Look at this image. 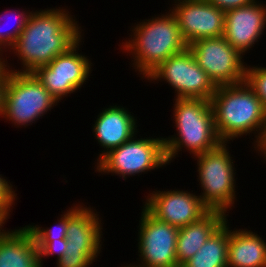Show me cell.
Instances as JSON below:
<instances>
[{"mask_svg": "<svg viewBox=\"0 0 266 267\" xmlns=\"http://www.w3.org/2000/svg\"><path fill=\"white\" fill-rule=\"evenodd\" d=\"M68 13L60 7L32 10L27 25L11 48L23 68L12 70L5 60L4 67L12 72L32 73L72 47L82 37L83 30Z\"/></svg>", "mask_w": 266, "mask_h": 267, "instance_id": "6da1fadb", "label": "cell"}, {"mask_svg": "<svg viewBox=\"0 0 266 267\" xmlns=\"http://www.w3.org/2000/svg\"><path fill=\"white\" fill-rule=\"evenodd\" d=\"M77 205L68 209L67 248L70 256H86L92 263L101 251L102 225L98 212ZM101 242V243H100Z\"/></svg>", "mask_w": 266, "mask_h": 267, "instance_id": "5bb4252c", "label": "cell"}, {"mask_svg": "<svg viewBox=\"0 0 266 267\" xmlns=\"http://www.w3.org/2000/svg\"><path fill=\"white\" fill-rule=\"evenodd\" d=\"M93 264L86 256H70L64 254L57 260V267H89Z\"/></svg>", "mask_w": 266, "mask_h": 267, "instance_id": "484cf974", "label": "cell"}, {"mask_svg": "<svg viewBox=\"0 0 266 267\" xmlns=\"http://www.w3.org/2000/svg\"><path fill=\"white\" fill-rule=\"evenodd\" d=\"M146 79H163L175 89L176 98L211 100L216 90V86L199 67L188 47L163 61Z\"/></svg>", "mask_w": 266, "mask_h": 267, "instance_id": "ba28073f", "label": "cell"}, {"mask_svg": "<svg viewBox=\"0 0 266 267\" xmlns=\"http://www.w3.org/2000/svg\"><path fill=\"white\" fill-rule=\"evenodd\" d=\"M224 12L252 4L256 0H207Z\"/></svg>", "mask_w": 266, "mask_h": 267, "instance_id": "4316f807", "label": "cell"}, {"mask_svg": "<svg viewBox=\"0 0 266 267\" xmlns=\"http://www.w3.org/2000/svg\"><path fill=\"white\" fill-rule=\"evenodd\" d=\"M6 77H7V69L3 67L0 70V117H2L3 114L4 89L6 86Z\"/></svg>", "mask_w": 266, "mask_h": 267, "instance_id": "83f0119b", "label": "cell"}, {"mask_svg": "<svg viewBox=\"0 0 266 267\" xmlns=\"http://www.w3.org/2000/svg\"><path fill=\"white\" fill-rule=\"evenodd\" d=\"M245 81L261 99L266 110V67L248 66L246 64Z\"/></svg>", "mask_w": 266, "mask_h": 267, "instance_id": "603a6c76", "label": "cell"}, {"mask_svg": "<svg viewBox=\"0 0 266 267\" xmlns=\"http://www.w3.org/2000/svg\"><path fill=\"white\" fill-rule=\"evenodd\" d=\"M124 267H134V266H133V264H132V265H131V264H129L128 266H124Z\"/></svg>", "mask_w": 266, "mask_h": 267, "instance_id": "4dcf8cb0", "label": "cell"}, {"mask_svg": "<svg viewBox=\"0 0 266 267\" xmlns=\"http://www.w3.org/2000/svg\"><path fill=\"white\" fill-rule=\"evenodd\" d=\"M174 100L173 120L177 136L163 137L167 162L171 163L183 147L194 157L217 148L222 141L215 128L211 101L190 98Z\"/></svg>", "mask_w": 266, "mask_h": 267, "instance_id": "277c9868", "label": "cell"}, {"mask_svg": "<svg viewBox=\"0 0 266 267\" xmlns=\"http://www.w3.org/2000/svg\"><path fill=\"white\" fill-rule=\"evenodd\" d=\"M5 221L0 217V232L3 230L2 227H4Z\"/></svg>", "mask_w": 266, "mask_h": 267, "instance_id": "f1b7e54d", "label": "cell"}, {"mask_svg": "<svg viewBox=\"0 0 266 267\" xmlns=\"http://www.w3.org/2000/svg\"><path fill=\"white\" fill-rule=\"evenodd\" d=\"M251 230H230L227 267H266V242Z\"/></svg>", "mask_w": 266, "mask_h": 267, "instance_id": "d6986e66", "label": "cell"}, {"mask_svg": "<svg viewBox=\"0 0 266 267\" xmlns=\"http://www.w3.org/2000/svg\"><path fill=\"white\" fill-rule=\"evenodd\" d=\"M0 267H41L34 236L26 226L0 232Z\"/></svg>", "mask_w": 266, "mask_h": 267, "instance_id": "e0dca14e", "label": "cell"}, {"mask_svg": "<svg viewBox=\"0 0 266 267\" xmlns=\"http://www.w3.org/2000/svg\"><path fill=\"white\" fill-rule=\"evenodd\" d=\"M227 147L226 142H222L217 148L195 157L198 158V181L203 190L199 195L201 201L210 210L224 213L234 207L236 199V172Z\"/></svg>", "mask_w": 266, "mask_h": 267, "instance_id": "8992f818", "label": "cell"}, {"mask_svg": "<svg viewBox=\"0 0 266 267\" xmlns=\"http://www.w3.org/2000/svg\"><path fill=\"white\" fill-rule=\"evenodd\" d=\"M59 103L33 73L7 70L3 114L14 125L28 126Z\"/></svg>", "mask_w": 266, "mask_h": 267, "instance_id": "5b68a950", "label": "cell"}, {"mask_svg": "<svg viewBox=\"0 0 266 267\" xmlns=\"http://www.w3.org/2000/svg\"><path fill=\"white\" fill-rule=\"evenodd\" d=\"M10 181L3 178L0 175V217L7 222L6 220L9 218L11 207L14 205V201L17 196L15 191L12 188Z\"/></svg>", "mask_w": 266, "mask_h": 267, "instance_id": "cb8c5ba5", "label": "cell"}, {"mask_svg": "<svg viewBox=\"0 0 266 267\" xmlns=\"http://www.w3.org/2000/svg\"><path fill=\"white\" fill-rule=\"evenodd\" d=\"M135 137L137 136L134 135L127 142L103 155L97 161L95 171L116 174L126 180L127 176L159 169L168 164L163 138Z\"/></svg>", "mask_w": 266, "mask_h": 267, "instance_id": "52a82bcc", "label": "cell"}, {"mask_svg": "<svg viewBox=\"0 0 266 267\" xmlns=\"http://www.w3.org/2000/svg\"><path fill=\"white\" fill-rule=\"evenodd\" d=\"M138 230L140 259L134 267H179L176 243L179 228L154 217L144 206Z\"/></svg>", "mask_w": 266, "mask_h": 267, "instance_id": "8fae6325", "label": "cell"}, {"mask_svg": "<svg viewBox=\"0 0 266 267\" xmlns=\"http://www.w3.org/2000/svg\"><path fill=\"white\" fill-rule=\"evenodd\" d=\"M82 39L83 37L66 52L56 56L48 65L32 72L58 102L80 89L92 71L91 61L77 52Z\"/></svg>", "mask_w": 266, "mask_h": 267, "instance_id": "30bf717a", "label": "cell"}, {"mask_svg": "<svg viewBox=\"0 0 266 267\" xmlns=\"http://www.w3.org/2000/svg\"><path fill=\"white\" fill-rule=\"evenodd\" d=\"M37 250L40 256V265L43 267L42 259L51 255L57 254V260H59L65 253L67 248V238L52 240L51 242H36Z\"/></svg>", "mask_w": 266, "mask_h": 267, "instance_id": "d4e9b609", "label": "cell"}, {"mask_svg": "<svg viewBox=\"0 0 266 267\" xmlns=\"http://www.w3.org/2000/svg\"><path fill=\"white\" fill-rule=\"evenodd\" d=\"M210 101L215 128L222 142L255 133L254 148L259 153L265 148L266 110L246 81L216 87Z\"/></svg>", "mask_w": 266, "mask_h": 267, "instance_id": "7a4b0ae2", "label": "cell"}, {"mask_svg": "<svg viewBox=\"0 0 266 267\" xmlns=\"http://www.w3.org/2000/svg\"><path fill=\"white\" fill-rule=\"evenodd\" d=\"M261 154L264 155V156H265L264 158L266 159V146H265V148L261 151L260 155H261Z\"/></svg>", "mask_w": 266, "mask_h": 267, "instance_id": "f546056e", "label": "cell"}, {"mask_svg": "<svg viewBox=\"0 0 266 267\" xmlns=\"http://www.w3.org/2000/svg\"><path fill=\"white\" fill-rule=\"evenodd\" d=\"M228 214L210 210L200 220L179 228L176 257L181 267L205 244L207 239L227 220Z\"/></svg>", "mask_w": 266, "mask_h": 267, "instance_id": "ac0fdd59", "label": "cell"}, {"mask_svg": "<svg viewBox=\"0 0 266 267\" xmlns=\"http://www.w3.org/2000/svg\"><path fill=\"white\" fill-rule=\"evenodd\" d=\"M144 203L154 217L178 228L200 220L210 211L199 195L183 190H156Z\"/></svg>", "mask_w": 266, "mask_h": 267, "instance_id": "4fadbf2b", "label": "cell"}, {"mask_svg": "<svg viewBox=\"0 0 266 267\" xmlns=\"http://www.w3.org/2000/svg\"><path fill=\"white\" fill-rule=\"evenodd\" d=\"M226 220L181 267H227L229 225Z\"/></svg>", "mask_w": 266, "mask_h": 267, "instance_id": "ffe728a7", "label": "cell"}, {"mask_svg": "<svg viewBox=\"0 0 266 267\" xmlns=\"http://www.w3.org/2000/svg\"><path fill=\"white\" fill-rule=\"evenodd\" d=\"M68 226V210L61 215L58 224L52 228H42L37 225H27L26 227L34 236L35 242H51L57 239H66ZM42 228V229H41ZM55 229V230H54Z\"/></svg>", "mask_w": 266, "mask_h": 267, "instance_id": "7402d4cb", "label": "cell"}, {"mask_svg": "<svg viewBox=\"0 0 266 267\" xmlns=\"http://www.w3.org/2000/svg\"><path fill=\"white\" fill-rule=\"evenodd\" d=\"M134 115L123 106H110L99 113L93 124L94 137L104 148L97 161L109 150L119 147L137 134V125Z\"/></svg>", "mask_w": 266, "mask_h": 267, "instance_id": "2e32d148", "label": "cell"}, {"mask_svg": "<svg viewBox=\"0 0 266 267\" xmlns=\"http://www.w3.org/2000/svg\"><path fill=\"white\" fill-rule=\"evenodd\" d=\"M266 28V6L257 0L250 5L225 12L223 37L242 56L259 42Z\"/></svg>", "mask_w": 266, "mask_h": 267, "instance_id": "9a60e30c", "label": "cell"}, {"mask_svg": "<svg viewBox=\"0 0 266 267\" xmlns=\"http://www.w3.org/2000/svg\"><path fill=\"white\" fill-rule=\"evenodd\" d=\"M16 12L12 11V13H13L12 16H14L16 19V21H15L16 24L14 25L13 30L9 29L10 31L9 30L6 31L5 29H8V28L4 29V28H2V26H0V54L3 52V47H4V49H7V48L11 49L13 47V45L15 44L16 40L18 39L20 33L23 31V29L27 25V22H28L30 15L32 14V11L30 12V10L27 12H25V11L18 12L16 10ZM5 14L8 15L7 10H6ZM5 14L4 15L1 14V16L3 17V16H5ZM1 16H0V18H2ZM1 21H2V19H0V24H1Z\"/></svg>", "mask_w": 266, "mask_h": 267, "instance_id": "44dd1931", "label": "cell"}, {"mask_svg": "<svg viewBox=\"0 0 266 267\" xmlns=\"http://www.w3.org/2000/svg\"><path fill=\"white\" fill-rule=\"evenodd\" d=\"M166 12L160 17H151L134 25L133 38L122 43L121 49L133 55L132 67L146 78L163 61L185 50L188 45L183 39L174 14ZM124 44V45H123Z\"/></svg>", "mask_w": 266, "mask_h": 267, "instance_id": "3957f363", "label": "cell"}, {"mask_svg": "<svg viewBox=\"0 0 266 267\" xmlns=\"http://www.w3.org/2000/svg\"><path fill=\"white\" fill-rule=\"evenodd\" d=\"M171 12L176 17L181 35L187 45L204 38L224 34L225 12L207 0H174Z\"/></svg>", "mask_w": 266, "mask_h": 267, "instance_id": "7c38bea8", "label": "cell"}, {"mask_svg": "<svg viewBox=\"0 0 266 267\" xmlns=\"http://www.w3.org/2000/svg\"><path fill=\"white\" fill-rule=\"evenodd\" d=\"M188 48L216 87L245 81L244 57L223 36L196 40Z\"/></svg>", "mask_w": 266, "mask_h": 267, "instance_id": "9c48e42d", "label": "cell"}]
</instances>
